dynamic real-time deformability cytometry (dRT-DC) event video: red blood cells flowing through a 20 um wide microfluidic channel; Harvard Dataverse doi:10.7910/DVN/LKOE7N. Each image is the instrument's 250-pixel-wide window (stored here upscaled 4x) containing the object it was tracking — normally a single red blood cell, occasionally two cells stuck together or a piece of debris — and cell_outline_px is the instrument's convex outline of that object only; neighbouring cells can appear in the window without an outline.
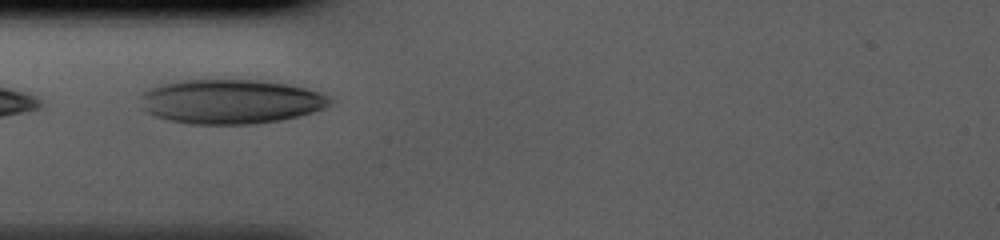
{"species": "human", "species_latin": "Homo sapiens", "temperature_condition": "cold", "stored_images_in_passage": 26, "camera_frame_rate_fps": 3000, "um_per_image_px": 0.085, "donor": {"sex": "male"}, "frame": {"image": 1, "passage_image": 1, "time_ms": 0.0, "image_size_px": [1000, 240], "cell_outline_px": [[336, 100], [332, 104], [324, 108], [300, 116], [280, 120], [252, 124], [188, 124], [168, 120], [156, 116], [140, 108], [140, 96], [144, 92], [160, 84], [180, 80], [260, 80], [288, 84], [324, 92]], "centroid_in_image_um": [19.65, 8.63], "position_along_channel_um": 65.4, "area_um2": 49.59}}
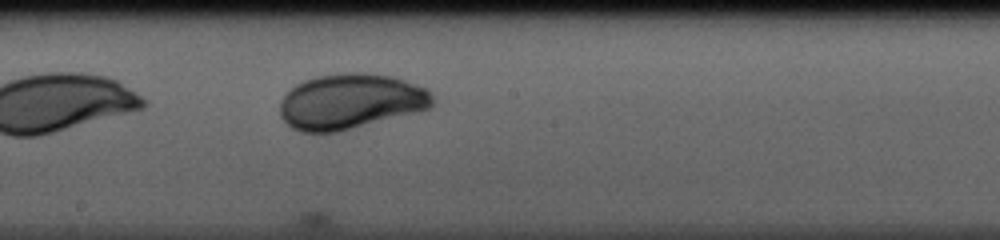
{"frame": {"image": 2, "passage_image": 12, "time_ms": 3.667, "image_size_px": [1000, 240], "cell_outline_px": [[432, 104], [428, 108], [340, 132], [300, 132], [292, 128], [280, 116], [280, 100], [296, 84], [304, 80], [316, 76], [344, 72], [364, 72], [392, 76], [428, 88], [432, 96]], "centroid_in_image_um": [29.76, 8.61], "position_along_channel_um": 218.4, "area_um2": 49.13}}
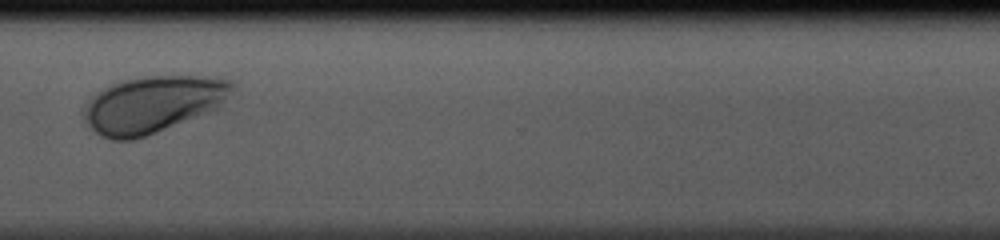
{"frame": {"image": 3, "passage_image": 22, "time_ms": 7.0, "image_size_px": [1000, 240], "cell_outline_px": [[236, 88], [220, 108], [156, 132], [132, 140], [112, 140], [96, 132], [84, 120], [84, 108], [88, 100], [104, 88], [112, 84], [124, 80], [144, 76], [200, 76], [232, 80], [236, 84]], "centroid_in_image_um": [13.05, 8.85], "position_along_channel_um": 357.5, "area_um2": 48.9}}